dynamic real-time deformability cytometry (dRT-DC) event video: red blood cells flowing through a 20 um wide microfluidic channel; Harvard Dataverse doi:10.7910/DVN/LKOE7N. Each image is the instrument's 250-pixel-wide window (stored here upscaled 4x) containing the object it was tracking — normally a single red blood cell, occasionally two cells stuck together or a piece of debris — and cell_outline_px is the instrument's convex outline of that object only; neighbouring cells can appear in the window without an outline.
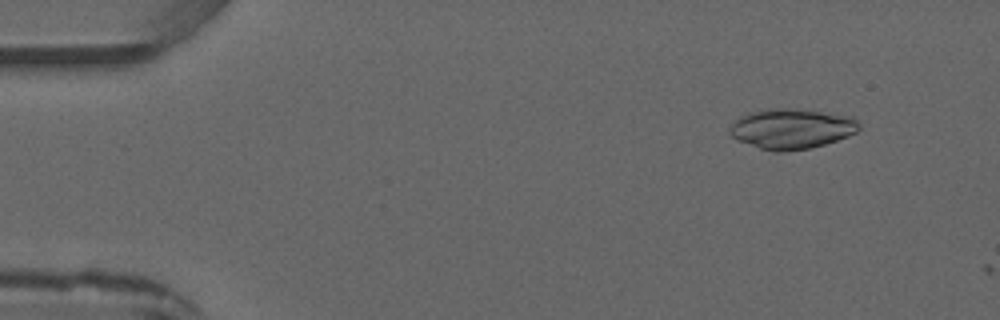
{"species": "common noctule bat (a hibernating species)", "species_latin": "Nyctalus noctula", "temperature_condition": "warm", "stored_images_in_passage": 3, "camera_frame_rate_fps": 3000, "um_per_image_px": 0.085, "animal": {"sex": "male", "forearm_length_mm": 52.5}, "frame": {"image": 1, "passage_image": 2, "time_ms": 1.0, "image_size_px": [1000, 320], "cell_outline_px": [[860, 128], [856, 132], [848, 136], [824, 144], [808, 148], [784, 152], [772, 152], [736, 140], [728, 132], [728, 128], [740, 116], [748, 112], [760, 108], [792, 108], [852, 116], [860, 124]], "centroid_in_image_um": [67.24, 10.93], "position_along_channel_um": 17.8, "area_um2": 30.52}}